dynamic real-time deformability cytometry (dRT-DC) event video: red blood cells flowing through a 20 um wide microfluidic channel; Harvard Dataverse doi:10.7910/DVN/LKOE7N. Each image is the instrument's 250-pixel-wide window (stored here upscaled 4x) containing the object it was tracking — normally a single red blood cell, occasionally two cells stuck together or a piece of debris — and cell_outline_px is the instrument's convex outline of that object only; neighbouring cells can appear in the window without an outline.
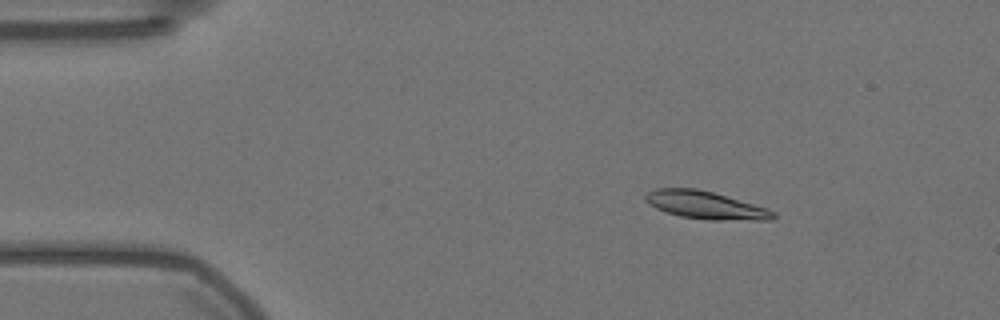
{"species": "Egyptian fruit bat (a non-hibernating species)", "species_latin": "Rousettus aegyptiacus", "temperature_condition": "warm", "stored_images_in_passage": 49, "camera_frame_rate_fps": 3000, "um_per_image_px": 0.085, "animal": {"sex": "female"}, "frame": {"image": 1, "passage_image": 1, "time_ms": 0.0, "image_size_px": [1000, 320], "cell_outline_px": [[776, 216], [772, 220], [712, 220], [680, 216], [656, 208], [648, 204], [644, 200], [644, 196], [648, 192], [656, 188], [696, 188], [712, 192], [768, 208], [776, 212]], "centroid_in_image_um": [59.98, 17.44], "position_along_channel_um": 25.0, "area_um2": 20.63}}
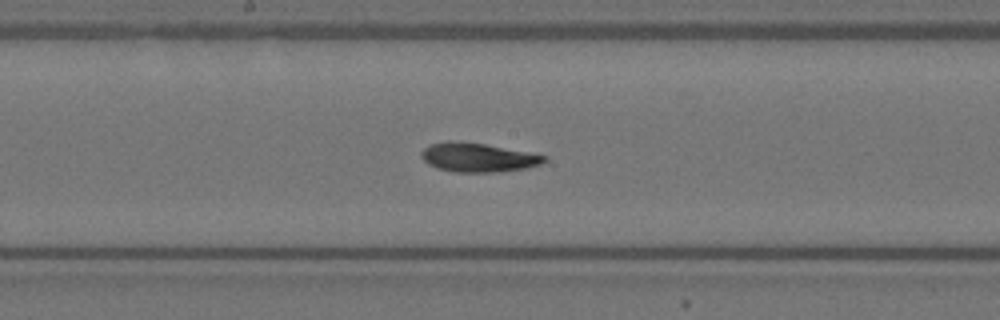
{"frame": {"image": 2, "passage_image": 22, "time_ms": 7.0, "image_size_px": [1000, 320], "cell_outline_px": [[548, 160], [540, 164], [524, 168], [500, 172], [456, 172], [436, 168], [428, 164], [420, 156], [420, 152], [428, 144], [448, 140], [484, 144], [548, 156]], "centroid_in_image_um": [40.58, 13.38], "position_along_channel_um": 207.6, "area_um2": 20.75}}
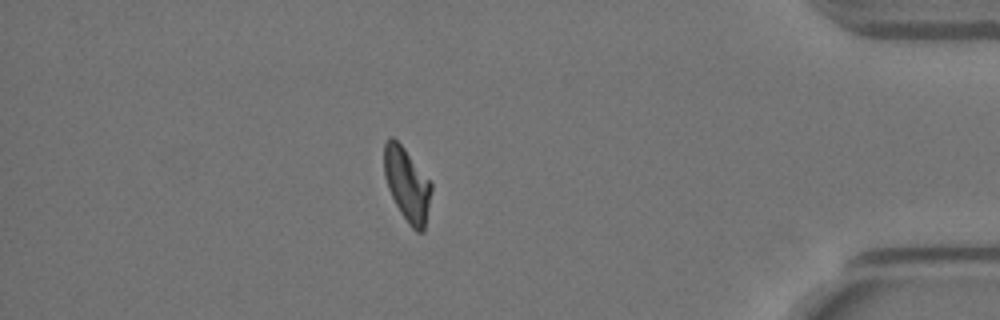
{"frame": {"image": 3, "passage_image": 42, "time_ms": 13.667, "image_size_px": [1000, 320], "cell_outline_px": [[432, 192], [424, 232], [416, 232], [408, 224], [400, 212], [388, 188], [384, 176], [384, 144], [388, 136], [392, 136], [404, 148], [432, 184]], "centroid_in_image_um": [34.6, 15.7], "position_along_channel_um": 400.6, "area_um2": 20.17}, "authors_computed_cell_mechanics": {"area_um2": 20.4034, "velocity_mm_per_s": 3.5361, "shape_relaxation_time_tau1_ms": 9.3575, "shape_relaxation_time_tau2_ms": 3.3259, "deformation_change_tau1": 0.2143, "deformation_change_tau2": 0.09}}